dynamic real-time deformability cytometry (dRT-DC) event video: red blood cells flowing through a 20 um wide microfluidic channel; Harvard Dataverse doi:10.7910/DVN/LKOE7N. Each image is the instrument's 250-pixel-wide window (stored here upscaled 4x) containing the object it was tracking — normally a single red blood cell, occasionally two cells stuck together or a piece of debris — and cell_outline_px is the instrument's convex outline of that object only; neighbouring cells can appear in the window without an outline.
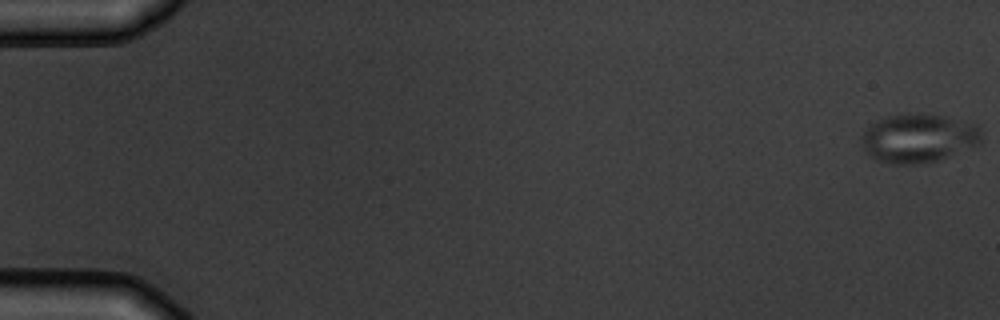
{"species": "common noctule bat (a hibernating species)", "species_latin": "Nyctalus noctula", "temperature_condition": "warm", "stored_images_in_passage": 6, "camera_frame_rate_fps": 3000, "um_per_image_px": 0.085, "animal": {"sex": "male", "body_mass_g": 19.5, "forearm_length_mm": 54.6}, "frame": {"image": 1, "passage_image": 1, "time_ms": 0.0, "image_size_px": [1000, 320], "cell_outline_px": [[980, 144], [936, 160], [908, 164], [892, 164], [876, 160], [864, 148], [860, 140], [860, 136], [872, 124], [888, 116], [908, 112], [944, 116], [976, 124], [980, 132]], "centroid_in_image_um": [78.05, 11.73], "position_along_channel_um": 7.0, "area_um2": 33.58}}